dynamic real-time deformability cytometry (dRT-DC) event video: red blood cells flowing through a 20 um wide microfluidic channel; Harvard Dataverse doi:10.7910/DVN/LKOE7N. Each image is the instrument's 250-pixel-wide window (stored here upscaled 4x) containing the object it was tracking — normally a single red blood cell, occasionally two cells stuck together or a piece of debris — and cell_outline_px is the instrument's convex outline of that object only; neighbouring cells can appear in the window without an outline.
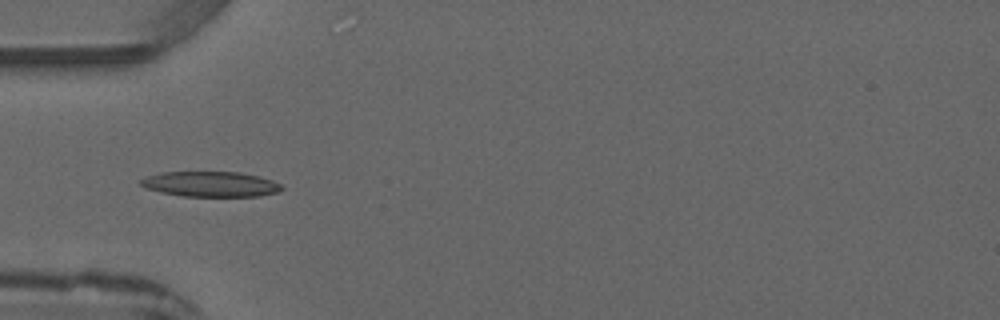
{"species": "common noctule bat (a hibernating species)", "species_latin": "Nyctalus noctula", "temperature_condition": "warm", "stored_images_in_passage": 4, "camera_frame_rate_fps": 3000, "um_per_image_px": 0.085, "animal": {"sex": "male", "forearm_length_mm": 52.5}, "frame": {"image": 1, "passage_image": 4, "time_ms": 3.667, "image_size_px": [1000, 320], "cell_outline_px": [[284, 188], [276, 192], [260, 196], [184, 196], [160, 192], [148, 188], [140, 184], [140, 180], [148, 176], [160, 172], [240, 172], [260, 176], [272, 180], [280, 184]], "centroid_in_image_um": [17.92, 15.64], "position_along_channel_um": 67.1, "area_um2": 20.63}}